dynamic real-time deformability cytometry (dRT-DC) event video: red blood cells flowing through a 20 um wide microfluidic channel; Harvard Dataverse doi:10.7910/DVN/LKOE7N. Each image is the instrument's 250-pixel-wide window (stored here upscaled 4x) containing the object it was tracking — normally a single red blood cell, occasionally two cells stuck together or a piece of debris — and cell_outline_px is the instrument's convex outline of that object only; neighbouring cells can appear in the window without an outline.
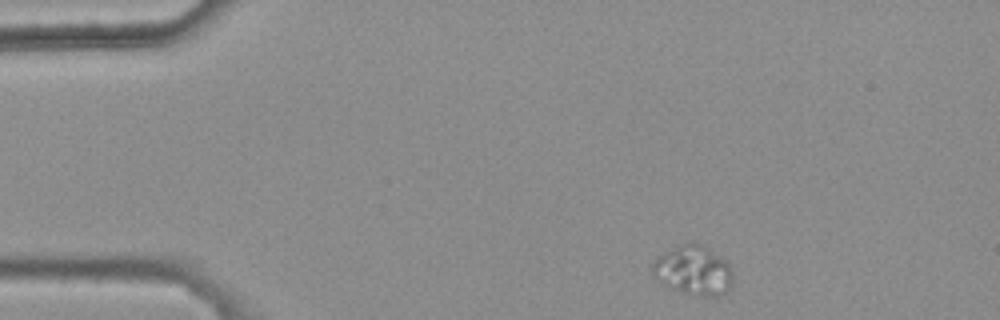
{"species": "common noctule bat (a hibernating species)", "species_latin": "Nyctalus noctula", "temperature_condition": "warm", "stored_images_in_passage": 4, "camera_frame_rate_fps": 3000, "um_per_image_px": 0.085, "animal": {"sex": "female", "body_mass_g": 25.1}, "frame": {"image": 1, "passage_image": 1, "time_ms": 0.0, "image_size_px": [1000, 320], "cell_outline_px": [[732, 284], [728, 292], [720, 296], [692, 296], [668, 288], [656, 280], [652, 276], [652, 264], [660, 256], [688, 240], [692, 240], [704, 244], [724, 260], [732, 268]], "centroid_in_image_um": [58.95, 23.0], "position_along_channel_um": 26.1, "area_um2": 23.7}}
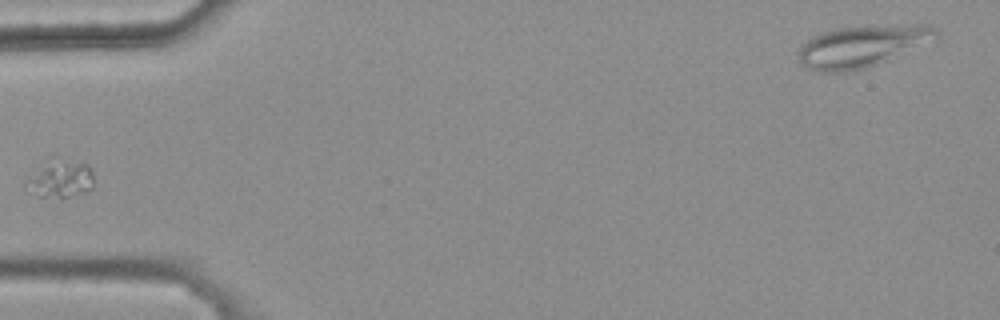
{"frame": {"image": 2, "passage_image": 3, "time_ms": 0.667, "image_size_px": [1000, 320], "cell_outline_px": [[96, 184], [88, 192], [68, 196], [40, 196], [28, 192], [24, 188], [24, 180], [48, 156], [52, 156], [88, 164], [92, 168]], "centroid_in_image_um": [5.11, 15.14], "position_along_channel_um": 79.9, "area_um2": 15.72}}
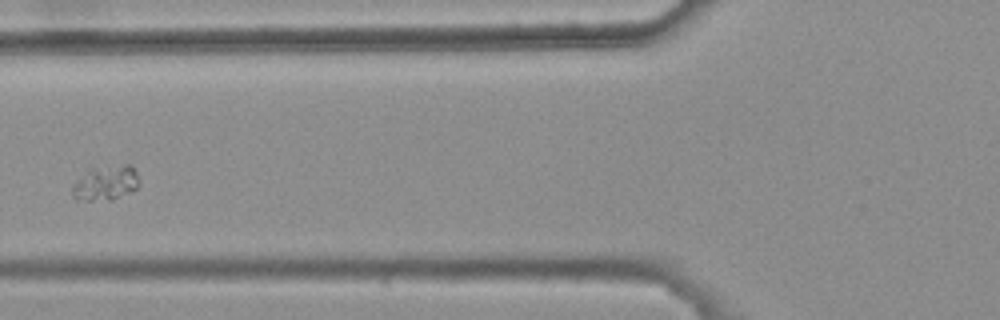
{"frame": {"image": 3, "passage_image": 4, "time_ms": 1.0, "image_size_px": [1000, 320], "cell_outline_px": [[140, 184], [136, 188], [112, 200], [76, 200], [72, 196], [72, 184], [88, 168], [124, 164], [132, 164], [136, 172]], "centroid_in_image_um": [8.96, 15.53], "position_along_channel_um": 116.8, "area_um2": 13.76}}